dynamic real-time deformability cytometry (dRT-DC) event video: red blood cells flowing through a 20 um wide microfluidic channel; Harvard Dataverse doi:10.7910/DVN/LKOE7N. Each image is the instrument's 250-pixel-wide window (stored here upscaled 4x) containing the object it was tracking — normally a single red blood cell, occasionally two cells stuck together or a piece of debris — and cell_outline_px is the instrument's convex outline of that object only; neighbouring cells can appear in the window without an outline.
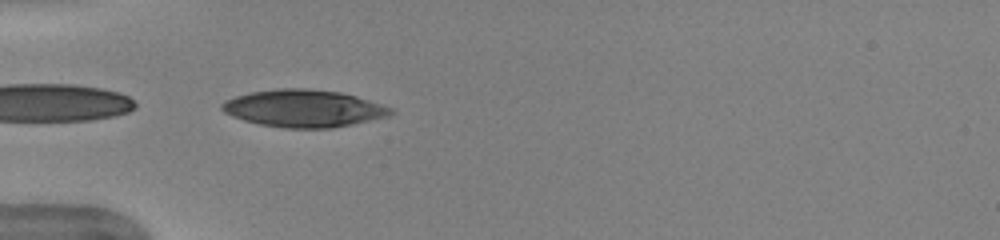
{"species": "human", "species_latin": "Homo sapiens", "temperature_condition": "warm", "stored_images_in_passage": 20, "camera_frame_rate_fps": 3000, "um_per_image_px": 0.085, "donor": {"sex": "female"}, "frame": {"image": 1, "passage_image": 1, "time_ms": 0.0, "image_size_px": [1000, 240], "cell_outline_px": [[396, 112], [388, 116], [352, 124], [332, 128], [284, 128], [260, 124], [244, 120], [232, 116], [224, 112], [220, 108], [220, 104], [224, 100], [236, 96], [252, 92], [280, 88], [308, 88], [340, 92], [356, 96], [392, 108]], "centroid_in_image_um": [25.79, 9.21], "position_along_channel_um": 59.2, "area_um2": 36.65}}
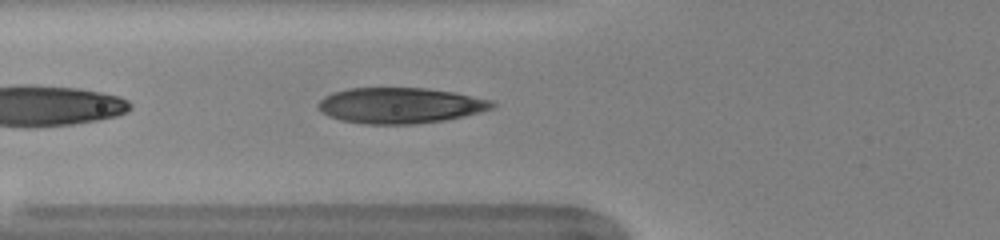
{"frame": {"image": 2, "passage_image": 4, "time_ms": 1.0, "image_size_px": [1000, 240], "cell_outline_px": [[496, 104], [492, 108], [480, 112], [464, 116], [444, 120], [416, 124], [364, 124], [340, 120], [328, 116], [320, 112], [316, 104], [324, 96], [332, 92], [348, 88], [424, 88], [456, 92], [492, 100]], "centroid_in_image_um": [33.98, 8.96], "position_along_channel_um": 91.8, "area_um2": 36.53}}
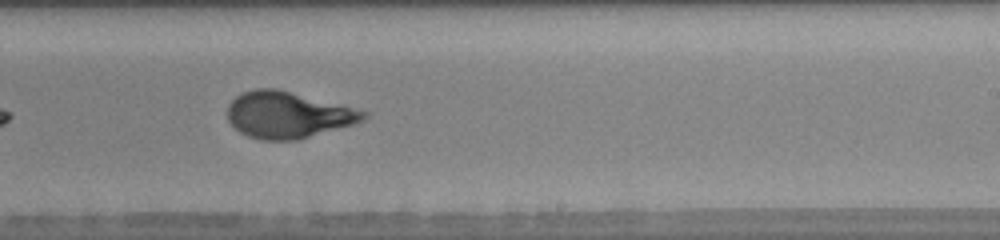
{"frame": {"image": 3, "passage_image": 17, "time_ms": 5.333, "image_size_px": [1000, 240], "cell_outline_px": [[368, 116], [364, 120], [352, 124], [296, 140], [260, 140], [248, 136], [240, 132], [228, 120], [228, 104], [236, 96], [244, 92], [256, 88], [276, 88], [368, 112]], "centroid_in_image_um": [24.43, 9.76], "position_along_channel_um": 264.6, "area_um2": 36.24}}